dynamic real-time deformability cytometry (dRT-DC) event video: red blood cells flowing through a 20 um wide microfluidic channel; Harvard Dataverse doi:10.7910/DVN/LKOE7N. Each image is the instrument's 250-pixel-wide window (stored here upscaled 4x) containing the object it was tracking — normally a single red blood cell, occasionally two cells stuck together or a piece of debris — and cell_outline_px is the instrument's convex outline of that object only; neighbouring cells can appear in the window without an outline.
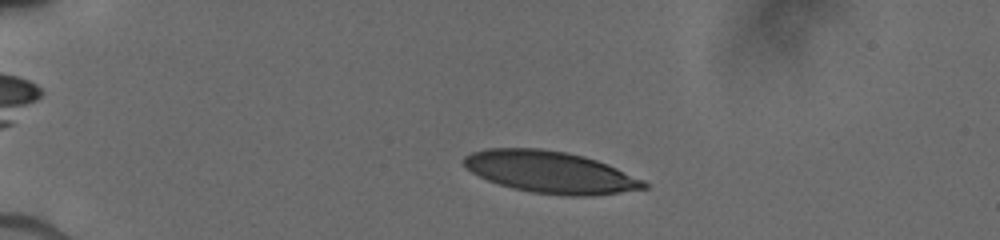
{"species": "human", "species_latin": "Homo sapiens", "temperature_condition": "cold", "stored_images_in_passage": 58, "camera_frame_rate_fps": 3000, "um_per_image_px": 0.085, "donor": {"sex": "male"}, "frame": {"image": 1, "passage_image": 13, "time_ms": 2.333, "image_size_px": [1000, 240], "cell_outline_px": [[648, 188], [620, 192], [588, 196], [568, 196], [532, 192], [512, 188], [488, 180], [472, 172], [464, 164], [464, 156], [472, 152], [488, 148], [540, 148], [568, 152], [584, 156], [608, 164], [644, 180], [648, 184]], "centroid_in_image_um": [46.8, 14.62], "position_along_channel_um": 38.2, "area_um2": 43.75}}
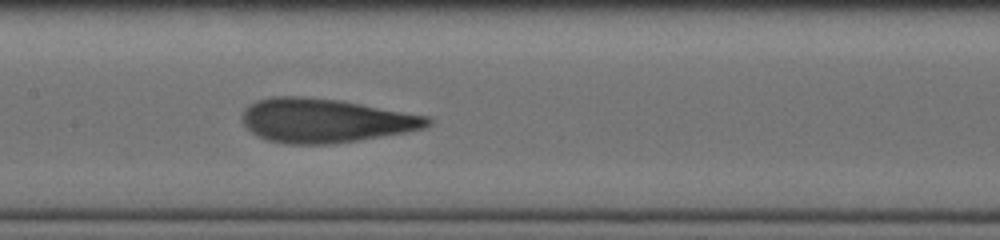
{"frame": {"image": 2, "passage_image": 37, "time_ms": 7.333, "image_size_px": [1000, 240], "cell_outline_px": [[432, 124], [428, 128], [360, 140], [332, 144], [288, 144], [268, 140], [256, 136], [240, 120], [240, 116], [244, 108], [248, 104], [256, 100], [272, 96], [296, 96], [336, 100], [360, 104], [428, 116], [432, 120]], "centroid_in_image_um": [27.61, 10.25], "position_along_channel_um": 179.8, "area_um2": 47.63}}
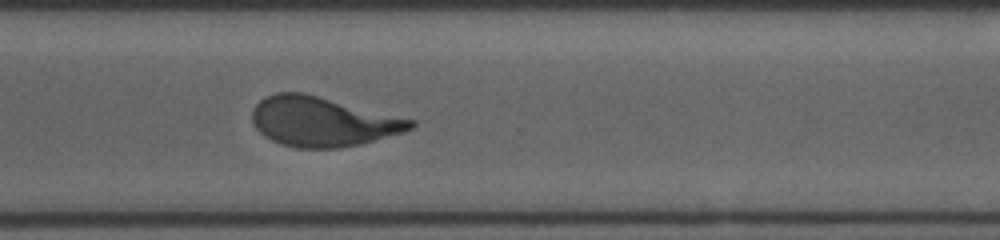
{"frame": {"image": 3, "passage_image": 57, "time_ms": 11.333, "image_size_px": [1000, 240], "cell_outline_px": [[416, 124], [412, 128], [404, 132], [360, 144], [340, 148], [296, 148], [280, 144], [264, 136], [252, 124], [252, 108], [260, 100], [276, 92], [304, 92], [416, 120]], "centroid_in_image_um": [27.41, 10.33], "position_along_channel_um": 343.2, "area_um2": 46.01}}